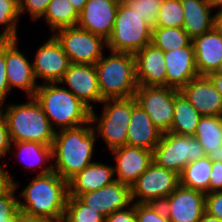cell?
<instances>
[{"instance_id":"13","label":"cell","mask_w":222,"mask_h":222,"mask_svg":"<svg viewBox=\"0 0 222 222\" xmlns=\"http://www.w3.org/2000/svg\"><path fill=\"white\" fill-rule=\"evenodd\" d=\"M67 85V89L90 110L93 103H101L102 99L95 65L70 64L58 84ZM92 102V103H91Z\"/></svg>"},{"instance_id":"21","label":"cell","mask_w":222,"mask_h":222,"mask_svg":"<svg viewBox=\"0 0 222 222\" xmlns=\"http://www.w3.org/2000/svg\"><path fill=\"white\" fill-rule=\"evenodd\" d=\"M138 85L166 86L164 52L152 43L135 54Z\"/></svg>"},{"instance_id":"24","label":"cell","mask_w":222,"mask_h":222,"mask_svg":"<svg viewBox=\"0 0 222 222\" xmlns=\"http://www.w3.org/2000/svg\"><path fill=\"white\" fill-rule=\"evenodd\" d=\"M114 167L92 162L68 181L69 196L95 191L116 181Z\"/></svg>"},{"instance_id":"12","label":"cell","mask_w":222,"mask_h":222,"mask_svg":"<svg viewBox=\"0 0 222 222\" xmlns=\"http://www.w3.org/2000/svg\"><path fill=\"white\" fill-rule=\"evenodd\" d=\"M205 195L179 185L161 204L170 222H199L205 212Z\"/></svg>"},{"instance_id":"20","label":"cell","mask_w":222,"mask_h":222,"mask_svg":"<svg viewBox=\"0 0 222 222\" xmlns=\"http://www.w3.org/2000/svg\"><path fill=\"white\" fill-rule=\"evenodd\" d=\"M202 116H222V96L207 75H199L181 90Z\"/></svg>"},{"instance_id":"27","label":"cell","mask_w":222,"mask_h":222,"mask_svg":"<svg viewBox=\"0 0 222 222\" xmlns=\"http://www.w3.org/2000/svg\"><path fill=\"white\" fill-rule=\"evenodd\" d=\"M201 114L180 90H175L174 114L170 133L194 136Z\"/></svg>"},{"instance_id":"16","label":"cell","mask_w":222,"mask_h":222,"mask_svg":"<svg viewBox=\"0 0 222 222\" xmlns=\"http://www.w3.org/2000/svg\"><path fill=\"white\" fill-rule=\"evenodd\" d=\"M116 160L114 174L116 181L132 186L153 162V151L124 145L111 151Z\"/></svg>"},{"instance_id":"5","label":"cell","mask_w":222,"mask_h":222,"mask_svg":"<svg viewBox=\"0 0 222 222\" xmlns=\"http://www.w3.org/2000/svg\"><path fill=\"white\" fill-rule=\"evenodd\" d=\"M95 63L98 85L103 100L129 98L135 95L138 82L135 55L112 52Z\"/></svg>"},{"instance_id":"45","label":"cell","mask_w":222,"mask_h":222,"mask_svg":"<svg viewBox=\"0 0 222 222\" xmlns=\"http://www.w3.org/2000/svg\"><path fill=\"white\" fill-rule=\"evenodd\" d=\"M16 222H57L55 220L45 219V218H36V217H29L20 213L17 217Z\"/></svg>"},{"instance_id":"9","label":"cell","mask_w":222,"mask_h":222,"mask_svg":"<svg viewBox=\"0 0 222 222\" xmlns=\"http://www.w3.org/2000/svg\"><path fill=\"white\" fill-rule=\"evenodd\" d=\"M53 36L72 64L95 65L105 54L103 47H107V41L104 38L78 26L61 28L54 32Z\"/></svg>"},{"instance_id":"31","label":"cell","mask_w":222,"mask_h":222,"mask_svg":"<svg viewBox=\"0 0 222 222\" xmlns=\"http://www.w3.org/2000/svg\"><path fill=\"white\" fill-rule=\"evenodd\" d=\"M192 42L183 28L153 27L151 43L163 52L188 46Z\"/></svg>"},{"instance_id":"28","label":"cell","mask_w":222,"mask_h":222,"mask_svg":"<svg viewBox=\"0 0 222 222\" xmlns=\"http://www.w3.org/2000/svg\"><path fill=\"white\" fill-rule=\"evenodd\" d=\"M14 145L17 148V152H19L20 159L26 160L25 162L29 163L24 166L25 169H34L35 166L44 168L41 170L39 175L49 174L54 171L53 165L49 164L45 166V162L53 160L52 156V145H45L38 142L32 141H20V142H11V146ZM31 162V163H30Z\"/></svg>"},{"instance_id":"41","label":"cell","mask_w":222,"mask_h":222,"mask_svg":"<svg viewBox=\"0 0 222 222\" xmlns=\"http://www.w3.org/2000/svg\"><path fill=\"white\" fill-rule=\"evenodd\" d=\"M105 222H136V203L132 206L113 212Z\"/></svg>"},{"instance_id":"32","label":"cell","mask_w":222,"mask_h":222,"mask_svg":"<svg viewBox=\"0 0 222 222\" xmlns=\"http://www.w3.org/2000/svg\"><path fill=\"white\" fill-rule=\"evenodd\" d=\"M63 222H105V217L76 196H69Z\"/></svg>"},{"instance_id":"1","label":"cell","mask_w":222,"mask_h":222,"mask_svg":"<svg viewBox=\"0 0 222 222\" xmlns=\"http://www.w3.org/2000/svg\"><path fill=\"white\" fill-rule=\"evenodd\" d=\"M96 131L91 120L81 126L56 130L52 143L54 171L67 182L94 162Z\"/></svg>"},{"instance_id":"22","label":"cell","mask_w":222,"mask_h":222,"mask_svg":"<svg viewBox=\"0 0 222 222\" xmlns=\"http://www.w3.org/2000/svg\"><path fill=\"white\" fill-rule=\"evenodd\" d=\"M162 132L152 123L146 111L132 97V115L127 130L126 144L147 150H154L159 143Z\"/></svg>"},{"instance_id":"43","label":"cell","mask_w":222,"mask_h":222,"mask_svg":"<svg viewBox=\"0 0 222 222\" xmlns=\"http://www.w3.org/2000/svg\"><path fill=\"white\" fill-rule=\"evenodd\" d=\"M222 191V162L212 161L209 179V193Z\"/></svg>"},{"instance_id":"51","label":"cell","mask_w":222,"mask_h":222,"mask_svg":"<svg viewBox=\"0 0 222 222\" xmlns=\"http://www.w3.org/2000/svg\"><path fill=\"white\" fill-rule=\"evenodd\" d=\"M208 75H222V59L218 65L217 69L213 73H210Z\"/></svg>"},{"instance_id":"42","label":"cell","mask_w":222,"mask_h":222,"mask_svg":"<svg viewBox=\"0 0 222 222\" xmlns=\"http://www.w3.org/2000/svg\"><path fill=\"white\" fill-rule=\"evenodd\" d=\"M11 140L5 116L0 108V159L11 150Z\"/></svg>"},{"instance_id":"2","label":"cell","mask_w":222,"mask_h":222,"mask_svg":"<svg viewBox=\"0 0 222 222\" xmlns=\"http://www.w3.org/2000/svg\"><path fill=\"white\" fill-rule=\"evenodd\" d=\"M69 197L68 182L55 171L37 175L21 192L19 211L26 216L63 222Z\"/></svg>"},{"instance_id":"17","label":"cell","mask_w":222,"mask_h":222,"mask_svg":"<svg viewBox=\"0 0 222 222\" xmlns=\"http://www.w3.org/2000/svg\"><path fill=\"white\" fill-rule=\"evenodd\" d=\"M17 40H5L6 74L10 91L17 87L34 97L38 83L33 73V66L18 49Z\"/></svg>"},{"instance_id":"47","label":"cell","mask_w":222,"mask_h":222,"mask_svg":"<svg viewBox=\"0 0 222 222\" xmlns=\"http://www.w3.org/2000/svg\"><path fill=\"white\" fill-rule=\"evenodd\" d=\"M214 14V28L222 35V9Z\"/></svg>"},{"instance_id":"19","label":"cell","mask_w":222,"mask_h":222,"mask_svg":"<svg viewBox=\"0 0 222 222\" xmlns=\"http://www.w3.org/2000/svg\"><path fill=\"white\" fill-rule=\"evenodd\" d=\"M166 64V86L181 90L189 81L199 76L195 64L194 46L164 52Z\"/></svg>"},{"instance_id":"50","label":"cell","mask_w":222,"mask_h":222,"mask_svg":"<svg viewBox=\"0 0 222 222\" xmlns=\"http://www.w3.org/2000/svg\"><path fill=\"white\" fill-rule=\"evenodd\" d=\"M213 9H222V0H207Z\"/></svg>"},{"instance_id":"53","label":"cell","mask_w":222,"mask_h":222,"mask_svg":"<svg viewBox=\"0 0 222 222\" xmlns=\"http://www.w3.org/2000/svg\"><path fill=\"white\" fill-rule=\"evenodd\" d=\"M0 222H16V220H4V221H0Z\"/></svg>"},{"instance_id":"6","label":"cell","mask_w":222,"mask_h":222,"mask_svg":"<svg viewBox=\"0 0 222 222\" xmlns=\"http://www.w3.org/2000/svg\"><path fill=\"white\" fill-rule=\"evenodd\" d=\"M151 41L152 27L121 0L107 40L109 51L135 54Z\"/></svg>"},{"instance_id":"15","label":"cell","mask_w":222,"mask_h":222,"mask_svg":"<svg viewBox=\"0 0 222 222\" xmlns=\"http://www.w3.org/2000/svg\"><path fill=\"white\" fill-rule=\"evenodd\" d=\"M121 0H88L79 13L77 26L104 38L110 37Z\"/></svg>"},{"instance_id":"37","label":"cell","mask_w":222,"mask_h":222,"mask_svg":"<svg viewBox=\"0 0 222 222\" xmlns=\"http://www.w3.org/2000/svg\"><path fill=\"white\" fill-rule=\"evenodd\" d=\"M136 222H170L162 204L136 203Z\"/></svg>"},{"instance_id":"18","label":"cell","mask_w":222,"mask_h":222,"mask_svg":"<svg viewBox=\"0 0 222 222\" xmlns=\"http://www.w3.org/2000/svg\"><path fill=\"white\" fill-rule=\"evenodd\" d=\"M78 198L105 218L115 211L133 205L131 187L114 181L101 189L80 194Z\"/></svg>"},{"instance_id":"4","label":"cell","mask_w":222,"mask_h":222,"mask_svg":"<svg viewBox=\"0 0 222 222\" xmlns=\"http://www.w3.org/2000/svg\"><path fill=\"white\" fill-rule=\"evenodd\" d=\"M22 104H7L2 107L11 142L32 141L52 145L56 129L51 123L41 105L34 97Z\"/></svg>"},{"instance_id":"40","label":"cell","mask_w":222,"mask_h":222,"mask_svg":"<svg viewBox=\"0 0 222 222\" xmlns=\"http://www.w3.org/2000/svg\"><path fill=\"white\" fill-rule=\"evenodd\" d=\"M205 212L222 219V191L206 193Z\"/></svg>"},{"instance_id":"29","label":"cell","mask_w":222,"mask_h":222,"mask_svg":"<svg viewBox=\"0 0 222 222\" xmlns=\"http://www.w3.org/2000/svg\"><path fill=\"white\" fill-rule=\"evenodd\" d=\"M212 170V160L207 156L189 162L179 174V185L209 193V179Z\"/></svg>"},{"instance_id":"38","label":"cell","mask_w":222,"mask_h":222,"mask_svg":"<svg viewBox=\"0 0 222 222\" xmlns=\"http://www.w3.org/2000/svg\"><path fill=\"white\" fill-rule=\"evenodd\" d=\"M51 0H23L19 6V15L28 12L31 19H41L45 14Z\"/></svg>"},{"instance_id":"39","label":"cell","mask_w":222,"mask_h":222,"mask_svg":"<svg viewBox=\"0 0 222 222\" xmlns=\"http://www.w3.org/2000/svg\"><path fill=\"white\" fill-rule=\"evenodd\" d=\"M10 88L6 74L5 40H0V107H3Z\"/></svg>"},{"instance_id":"33","label":"cell","mask_w":222,"mask_h":222,"mask_svg":"<svg viewBox=\"0 0 222 222\" xmlns=\"http://www.w3.org/2000/svg\"><path fill=\"white\" fill-rule=\"evenodd\" d=\"M19 6L12 0H0V25H5L0 40H17Z\"/></svg>"},{"instance_id":"10","label":"cell","mask_w":222,"mask_h":222,"mask_svg":"<svg viewBox=\"0 0 222 222\" xmlns=\"http://www.w3.org/2000/svg\"><path fill=\"white\" fill-rule=\"evenodd\" d=\"M178 186L179 174L152 162L131 186L132 199L135 203L161 204Z\"/></svg>"},{"instance_id":"48","label":"cell","mask_w":222,"mask_h":222,"mask_svg":"<svg viewBox=\"0 0 222 222\" xmlns=\"http://www.w3.org/2000/svg\"><path fill=\"white\" fill-rule=\"evenodd\" d=\"M87 1L88 0H69V2L72 4V6L75 8V10L78 13H80L83 10Z\"/></svg>"},{"instance_id":"7","label":"cell","mask_w":222,"mask_h":222,"mask_svg":"<svg viewBox=\"0 0 222 222\" xmlns=\"http://www.w3.org/2000/svg\"><path fill=\"white\" fill-rule=\"evenodd\" d=\"M103 103L101 117L93 109L90 120L97 136H101L112 151L126 145L127 130L132 115V97L106 99Z\"/></svg>"},{"instance_id":"26","label":"cell","mask_w":222,"mask_h":222,"mask_svg":"<svg viewBox=\"0 0 222 222\" xmlns=\"http://www.w3.org/2000/svg\"><path fill=\"white\" fill-rule=\"evenodd\" d=\"M194 136L208 158L222 162V116H201Z\"/></svg>"},{"instance_id":"34","label":"cell","mask_w":222,"mask_h":222,"mask_svg":"<svg viewBox=\"0 0 222 222\" xmlns=\"http://www.w3.org/2000/svg\"><path fill=\"white\" fill-rule=\"evenodd\" d=\"M184 11L180 0H163L154 27L182 28Z\"/></svg>"},{"instance_id":"49","label":"cell","mask_w":222,"mask_h":222,"mask_svg":"<svg viewBox=\"0 0 222 222\" xmlns=\"http://www.w3.org/2000/svg\"><path fill=\"white\" fill-rule=\"evenodd\" d=\"M199 222H222V219L213 217L209 215L208 213L204 212Z\"/></svg>"},{"instance_id":"14","label":"cell","mask_w":222,"mask_h":222,"mask_svg":"<svg viewBox=\"0 0 222 222\" xmlns=\"http://www.w3.org/2000/svg\"><path fill=\"white\" fill-rule=\"evenodd\" d=\"M70 60L60 43L52 35L39 47L32 62L34 77L45 83H58L68 70Z\"/></svg>"},{"instance_id":"35","label":"cell","mask_w":222,"mask_h":222,"mask_svg":"<svg viewBox=\"0 0 222 222\" xmlns=\"http://www.w3.org/2000/svg\"><path fill=\"white\" fill-rule=\"evenodd\" d=\"M18 186V182H15L14 184H8L0 191V221L17 220L21 213L19 211V199L15 194Z\"/></svg>"},{"instance_id":"52","label":"cell","mask_w":222,"mask_h":222,"mask_svg":"<svg viewBox=\"0 0 222 222\" xmlns=\"http://www.w3.org/2000/svg\"><path fill=\"white\" fill-rule=\"evenodd\" d=\"M13 2H15L18 6L21 5V3L23 2V0H12Z\"/></svg>"},{"instance_id":"11","label":"cell","mask_w":222,"mask_h":222,"mask_svg":"<svg viewBox=\"0 0 222 222\" xmlns=\"http://www.w3.org/2000/svg\"><path fill=\"white\" fill-rule=\"evenodd\" d=\"M175 90L167 86L139 85L135 99L162 133L169 132L173 121Z\"/></svg>"},{"instance_id":"44","label":"cell","mask_w":222,"mask_h":222,"mask_svg":"<svg viewBox=\"0 0 222 222\" xmlns=\"http://www.w3.org/2000/svg\"><path fill=\"white\" fill-rule=\"evenodd\" d=\"M4 166L0 164V191L3 190L8 184H14L16 181L11 177L10 172L5 170Z\"/></svg>"},{"instance_id":"8","label":"cell","mask_w":222,"mask_h":222,"mask_svg":"<svg viewBox=\"0 0 222 222\" xmlns=\"http://www.w3.org/2000/svg\"><path fill=\"white\" fill-rule=\"evenodd\" d=\"M206 156L195 136L163 133L153 150V162L180 174L189 163Z\"/></svg>"},{"instance_id":"30","label":"cell","mask_w":222,"mask_h":222,"mask_svg":"<svg viewBox=\"0 0 222 222\" xmlns=\"http://www.w3.org/2000/svg\"><path fill=\"white\" fill-rule=\"evenodd\" d=\"M42 18L54 33L61 28L77 26L79 13L69 0H51Z\"/></svg>"},{"instance_id":"46","label":"cell","mask_w":222,"mask_h":222,"mask_svg":"<svg viewBox=\"0 0 222 222\" xmlns=\"http://www.w3.org/2000/svg\"><path fill=\"white\" fill-rule=\"evenodd\" d=\"M222 96V75H207Z\"/></svg>"},{"instance_id":"25","label":"cell","mask_w":222,"mask_h":222,"mask_svg":"<svg viewBox=\"0 0 222 222\" xmlns=\"http://www.w3.org/2000/svg\"><path fill=\"white\" fill-rule=\"evenodd\" d=\"M183 11V29L193 40L214 28L212 6L207 0H180Z\"/></svg>"},{"instance_id":"36","label":"cell","mask_w":222,"mask_h":222,"mask_svg":"<svg viewBox=\"0 0 222 222\" xmlns=\"http://www.w3.org/2000/svg\"><path fill=\"white\" fill-rule=\"evenodd\" d=\"M140 15L152 28L160 11L163 0H122Z\"/></svg>"},{"instance_id":"23","label":"cell","mask_w":222,"mask_h":222,"mask_svg":"<svg viewBox=\"0 0 222 222\" xmlns=\"http://www.w3.org/2000/svg\"><path fill=\"white\" fill-rule=\"evenodd\" d=\"M199 75L213 73L222 59V35L215 29L192 40Z\"/></svg>"},{"instance_id":"3","label":"cell","mask_w":222,"mask_h":222,"mask_svg":"<svg viewBox=\"0 0 222 222\" xmlns=\"http://www.w3.org/2000/svg\"><path fill=\"white\" fill-rule=\"evenodd\" d=\"M57 85V82L38 85L34 96L51 126L60 130L88 123L91 110L67 88Z\"/></svg>"}]
</instances>
